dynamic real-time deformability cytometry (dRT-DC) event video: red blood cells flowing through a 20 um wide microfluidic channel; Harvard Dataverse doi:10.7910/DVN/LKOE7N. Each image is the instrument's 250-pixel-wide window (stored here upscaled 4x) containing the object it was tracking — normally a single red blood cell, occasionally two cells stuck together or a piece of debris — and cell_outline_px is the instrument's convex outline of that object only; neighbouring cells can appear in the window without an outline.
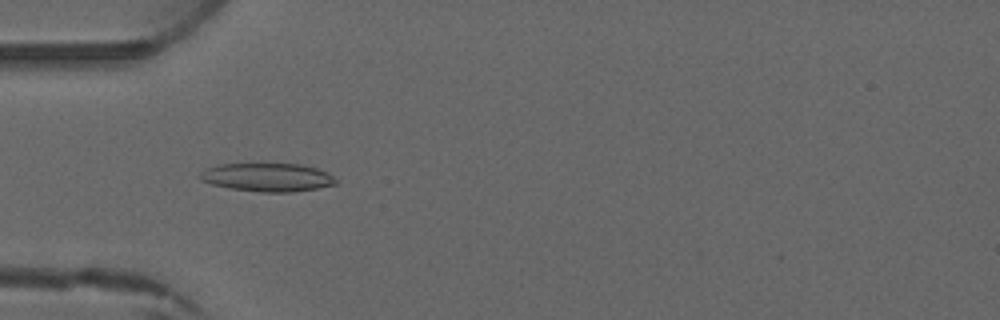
{"species": "common noctule bat (a hibernating species)", "species_latin": "Nyctalus noctula", "temperature_condition": "warm", "stored_images_in_passage": 3, "camera_frame_rate_fps": 3000, "um_per_image_px": 0.085, "animal": {"sex": "male", "forearm_length_mm": 52.5}, "frame": {"image": 1, "passage_image": 3, "time_ms": 2.333, "image_size_px": [1000, 320], "cell_outline_px": [[336, 184], [316, 188], [292, 192], [260, 192], [232, 188], [212, 184], [200, 180], [196, 176], [208, 168], [220, 164], [300, 164], [316, 168], [328, 172], [336, 180]], "centroid_in_image_um": [22.72, 15.07], "position_along_channel_um": 62.3, "area_um2": 22.25}}